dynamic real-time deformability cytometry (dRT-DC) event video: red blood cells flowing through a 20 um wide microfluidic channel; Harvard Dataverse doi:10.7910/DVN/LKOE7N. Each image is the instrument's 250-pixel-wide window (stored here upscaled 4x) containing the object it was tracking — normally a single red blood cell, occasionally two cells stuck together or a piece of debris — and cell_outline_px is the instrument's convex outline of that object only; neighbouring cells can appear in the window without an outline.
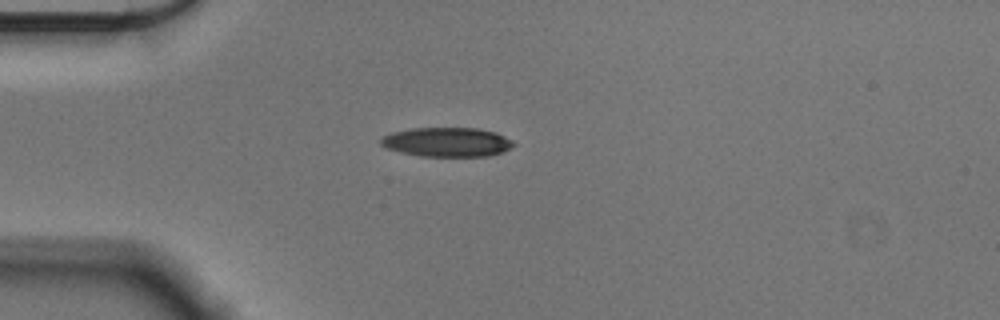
{"species": "Egyptian fruit bat (a non-hibernating species)", "species_latin": "Rousettus aegyptiacus", "temperature_condition": "cold", "stored_images_in_passage": 42, "camera_frame_rate_fps": 3000, "um_per_image_px": 0.085, "animal": {"sex": "male"}, "frame": {"image": 1, "passage_image": 1, "time_ms": 0.0, "image_size_px": [1000, 320], "cell_outline_px": [[516, 144], [500, 152], [488, 156], [420, 156], [400, 152], [388, 148], [380, 144], [380, 136], [392, 132], [412, 128], [476, 128], [496, 132], [512, 140]], "centroid_in_image_um": [37.96, 12.07], "position_along_channel_um": 47.0, "area_um2": 22.6}}
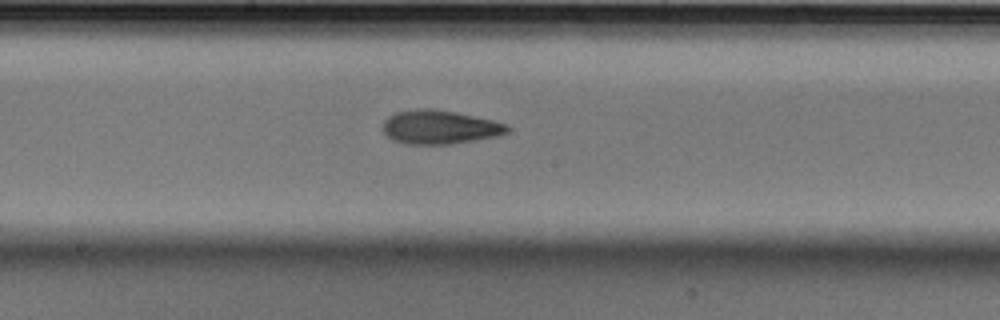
{"frame": {"image": 2, "passage_image": 16, "time_ms": 5.0, "image_size_px": [1000, 320], "cell_outline_px": [[508, 132], [500, 136], [452, 144], [404, 144], [392, 140], [384, 132], [384, 120], [388, 116], [396, 112], [416, 108], [428, 108], [456, 112], [492, 120], [508, 124]], "centroid_in_image_um": [37.38, 10.81], "position_along_channel_um": 210.8, "area_um2": 24.62}}
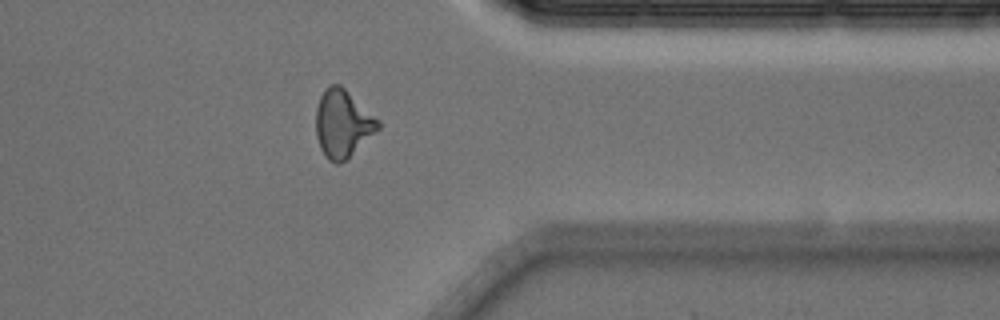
{"frame": {"image": 3, "passage_image": 31, "time_ms": 10.0, "image_size_px": [1000, 320], "cell_outline_px": [[380, 128], [340, 164], [336, 164], [328, 160], [320, 148], [316, 136], [316, 108], [320, 96], [324, 88], [328, 84], [340, 84], [380, 120]], "centroid_in_image_um": [29.11, 10.48], "position_along_channel_um": 382.3, "area_um2": 24.45}, "authors_computed_cell_mechanics": {"area_um2": 23.6113, "velocity_mm_per_s": 3.59, "shape_relaxation_time_tau1_ms": 3.8061, "shape_relaxation_time_tau2_ms": 2.958, "deformation_change_tau1": 0.1397, "deformation_change_tau2": 0.1134}}